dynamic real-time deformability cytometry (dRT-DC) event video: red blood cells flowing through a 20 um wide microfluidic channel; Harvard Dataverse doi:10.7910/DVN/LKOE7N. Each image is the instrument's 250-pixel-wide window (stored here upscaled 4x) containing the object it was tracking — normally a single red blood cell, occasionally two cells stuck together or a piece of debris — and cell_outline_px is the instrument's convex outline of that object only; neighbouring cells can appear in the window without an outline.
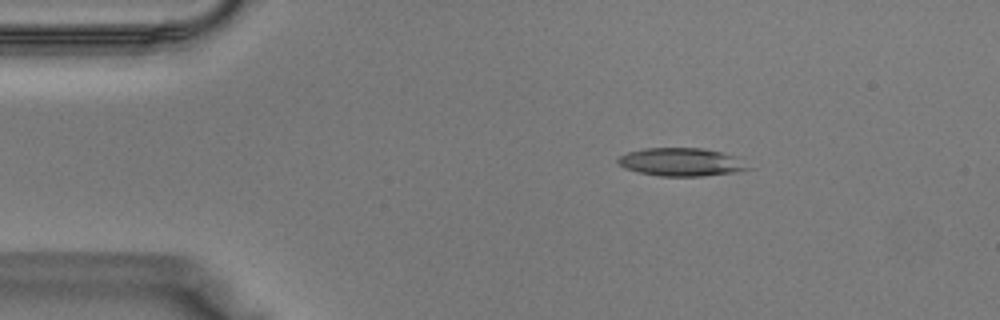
{"species": "Egyptian fruit bat (a non-hibernating species)", "species_latin": "Rousettus aegyptiacus", "temperature_condition": "warm", "stored_images_in_passage": 36, "camera_frame_rate_fps": 3000, "um_per_image_px": 0.085, "animal": {"sex": "male"}, "frame": {"image": 1, "passage_image": 4, "time_ms": 1.0, "image_size_px": [1000, 320], "cell_outline_px": [[752, 168], [736, 172], [704, 176], [660, 176], [640, 172], [624, 168], [616, 160], [620, 156], [628, 152], [644, 148], [704, 148], [744, 156]], "centroid_in_image_um": [58.05, 13.76], "position_along_channel_um": 27.0, "area_um2": 21.85}}
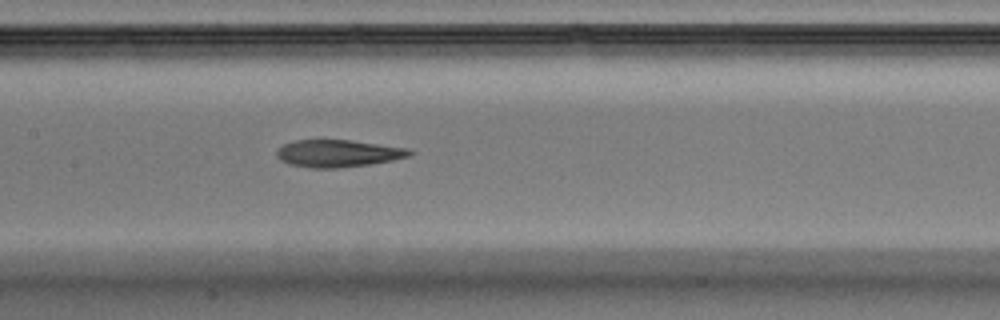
{"frame": {"image": 2, "passage_image": 16, "time_ms": 5.0, "image_size_px": [1000, 320], "cell_outline_px": [[416, 152], [408, 156], [392, 160], [368, 164], [336, 168], [308, 168], [288, 164], [280, 160], [276, 156], [276, 148], [284, 144], [296, 140], [352, 140], [408, 148]], "centroid_in_image_um": [28.7, 13.04], "position_along_channel_um": 178.7, "area_um2": 21.21}}
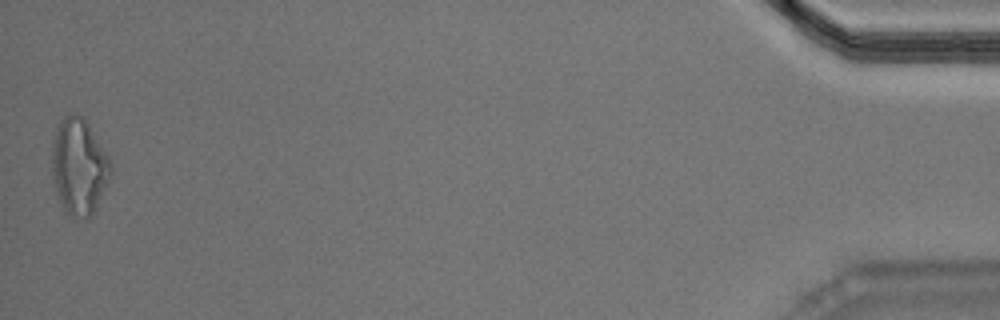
{"frame": {"image": 3, "passage_image": 36, "time_ms": 11.667, "image_size_px": [1000, 320], "cell_outline_px": [[112, 172], [96, 208], [88, 220], [72, 220], [64, 208], [60, 200], [56, 188], [52, 172], [52, 140], [56, 128], [64, 116], [76, 112], [84, 120], [108, 156], [112, 164]], "centroid_in_image_um": [6.71, 14.21], "position_along_channel_um": 428.5, "area_um2": 32.77}}